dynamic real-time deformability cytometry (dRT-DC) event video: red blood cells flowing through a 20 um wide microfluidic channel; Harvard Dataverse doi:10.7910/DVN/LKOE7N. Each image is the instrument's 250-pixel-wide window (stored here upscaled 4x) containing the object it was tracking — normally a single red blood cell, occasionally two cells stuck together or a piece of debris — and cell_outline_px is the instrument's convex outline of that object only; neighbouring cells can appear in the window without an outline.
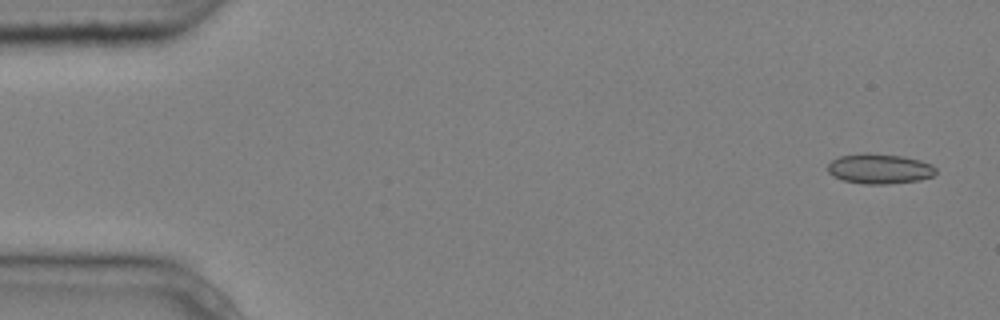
{"species": "common noctule bat (a hibernating species)", "species_latin": "Nyctalus noctula", "temperature_condition": "cold", "stored_images_in_passage": 8, "camera_frame_rate_fps": 3000, "um_per_image_px": 0.085, "animal": {"sex": "male", "body_mass_g": 20.4}, "frame": {"image": 1, "passage_image": 1, "time_ms": 0.0, "image_size_px": [1000, 320], "cell_outline_px": [[936, 172], [932, 176], [920, 180], [888, 184], [864, 184], [844, 180], [832, 176], [828, 172], [828, 164], [832, 160], [840, 156], [864, 152], [868, 152], [904, 156], [920, 160], [932, 164], [936, 168]], "centroid_in_image_um": [74.76, 14.33], "position_along_channel_um": 10.2, "area_um2": 19.13}}
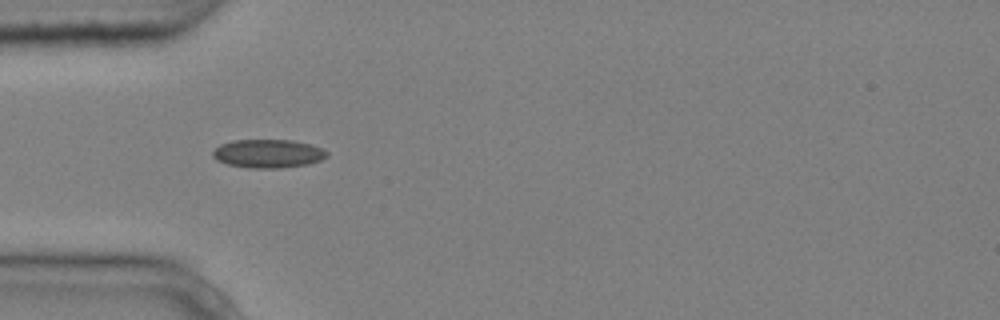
{"frame": {"image": 2, "passage_image": 5, "time_ms": 1.333, "image_size_px": [1000, 320], "cell_outline_px": [[328, 156], [320, 160], [308, 164], [280, 168], [248, 168], [228, 164], [216, 160], [212, 156], [212, 152], [220, 144], [232, 140], [292, 140], [312, 144], [324, 148], [328, 152]], "centroid_in_image_um": [22.8, 13.05], "position_along_channel_um": 62.2, "area_um2": 19.13}}
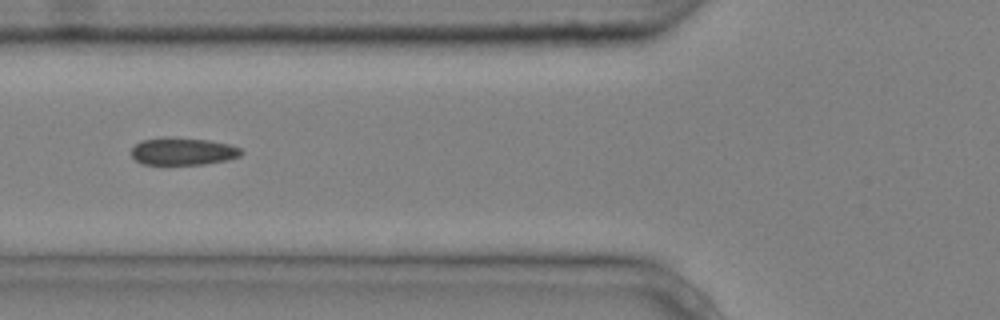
{"frame": {"image": 3, "passage_image": 6, "time_ms": 1.667, "image_size_px": [1000, 320], "cell_outline_px": [[244, 152], [240, 156], [228, 160], [204, 164], [144, 164], [136, 160], [132, 156], [132, 148], [140, 140], [164, 136], [172, 136], [208, 140], [228, 144], [240, 148]], "centroid_in_image_um": [15.54, 12.84], "position_along_channel_um": 110.3, "area_um2": 17.74}}